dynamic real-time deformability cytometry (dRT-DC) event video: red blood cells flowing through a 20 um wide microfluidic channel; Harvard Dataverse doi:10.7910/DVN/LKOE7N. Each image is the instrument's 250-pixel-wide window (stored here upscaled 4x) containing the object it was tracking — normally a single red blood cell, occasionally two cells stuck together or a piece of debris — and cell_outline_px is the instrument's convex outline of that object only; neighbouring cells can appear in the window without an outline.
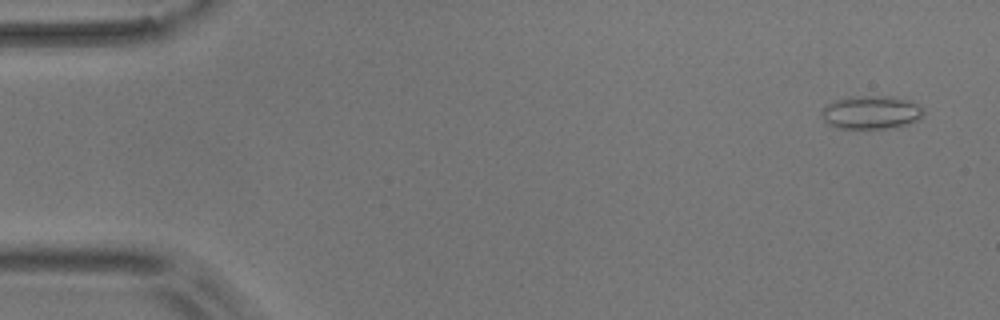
{"species": "common noctule bat (a hibernating species)", "species_latin": "Nyctalus noctula", "temperature_condition": "room temperature", "stored_images_in_passage": 4, "camera_frame_rate_fps": 3000, "um_per_image_px": 0.085, "animal": {"sex": "male", "body_mass_g": 17.9}, "frame": {"image": 1, "passage_image": 1, "time_ms": 0.0, "image_size_px": [1000, 320], "cell_outline_px": [[924, 112], [920, 120], [896, 128], [836, 128], [828, 124], [820, 116], [820, 112], [828, 104], [836, 100], [852, 96], [892, 96], [908, 100], [924, 108]], "centroid_in_image_um": [74.07, 9.56], "position_along_channel_um": 10.9, "area_um2": 20.0}}